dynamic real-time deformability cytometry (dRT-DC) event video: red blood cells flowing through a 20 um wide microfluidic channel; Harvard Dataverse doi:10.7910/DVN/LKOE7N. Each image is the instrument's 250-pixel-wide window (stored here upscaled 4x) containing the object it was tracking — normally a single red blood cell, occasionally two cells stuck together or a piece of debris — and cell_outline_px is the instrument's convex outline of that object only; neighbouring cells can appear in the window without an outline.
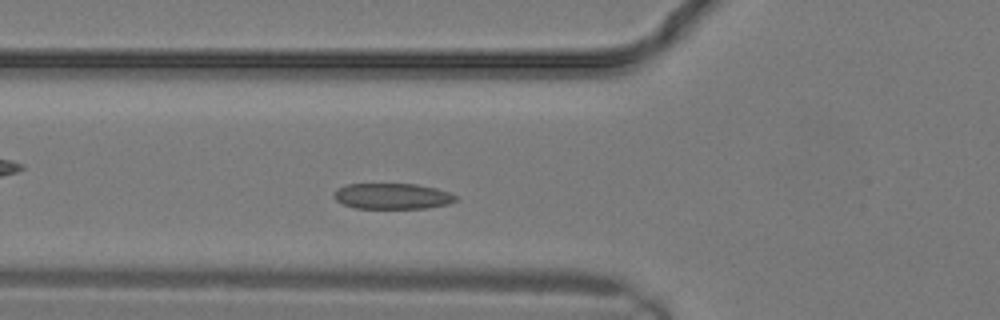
{"species": "common noctule bat (a hibernating species)", "species_latin": "Nyctalus noctula", "temperature_condition": "warm", "stored_images_in_passage": 10, "camera_frame_rate_fps": 3000, "um_per_image_px": 0.085, "animal": {"sex": "male", "body_mass_g": 19.2, "forearm_length_mm": 51.8}, "frame": {"image": 1, "passage_image": 5, "time_ms": 1.333, "image_size_px": [1000, 320], "cell_outline_px": [[456, 200], [448, 204], [428, 208], [356, 208], [344, 204], [336, 200], [332, 196], [332, 192], [336, 188], [348, 184], [416, 184], [436, 188], [448, 192], [456, 196]], "centroid_in_image_um": [33.31, 16.67], "position_along_channel_um": 92.5, "area_um2": 18.32}}
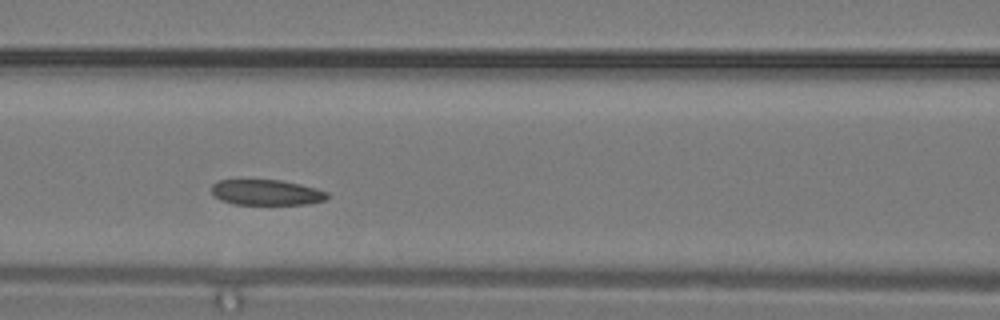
{"frame": {"image": 2, "passage_image": 7, "time_ms": 2.0, "image_size_px": [1000, 320], "cell_outline_px": [[328, 196], [324, 200], [308, 204], [232, 204], [220, 200], [212, 192], [212, 184], [220, 180], [280, 180], [300, 184], [316, 188], [328, 192]], "centroid_in_image_um": [22.65, 16.36], "position_along_channel_um": 144.0, "area_um2": 17.11}}
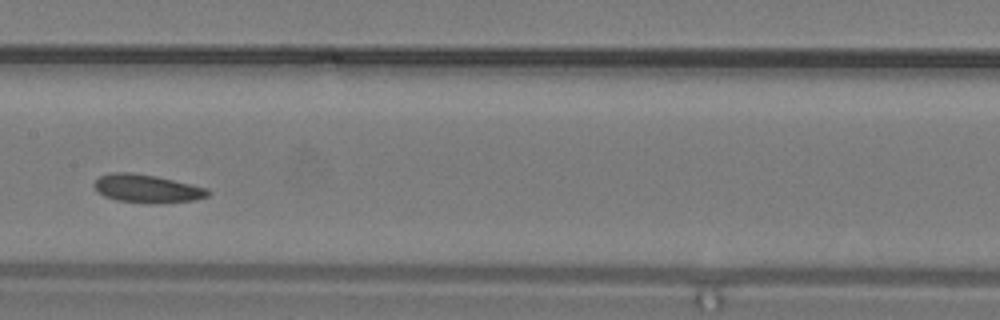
{"frame": {"image": 3, "passage_image": 9, "time_ms": 2.667, "image_size_px": [1000, 320], "cell_outline_px": [[208, 196], [192, 200], [156, 204], [116, 200], [104, 196], [96, 192], [92, 184], [100, 176], [112, 172], [128, 172], [156, 176], [208, 188]], "centroid_in_image_um": [12.44, 16.03], "position_along_channel_um": 195.0, "area_um2": 18.67}}